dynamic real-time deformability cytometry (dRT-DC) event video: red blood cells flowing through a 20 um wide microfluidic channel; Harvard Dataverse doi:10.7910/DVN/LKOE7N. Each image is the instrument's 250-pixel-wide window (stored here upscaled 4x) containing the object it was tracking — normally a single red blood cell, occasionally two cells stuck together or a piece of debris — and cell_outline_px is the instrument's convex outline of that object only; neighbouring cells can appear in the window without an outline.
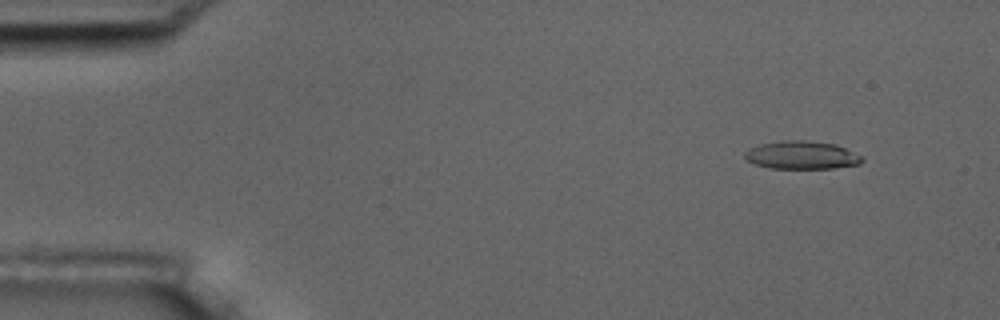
{"species": "common noctule bat (a hibernating species)", "species_latin": "Nyctalus noctula", "temperature_condition": "room temperature", "stored_images_in_passage": 5, "camera_frame_rate_fps": 3000, "um_per_image_px": 0.085, "animal": {"sex": "male", "body_mass_g": 17.5, "forearm_length_mm": 52.3}, "frame": {"image": 1, "passage_image": 2, "time_ms": 0.333, "image_size_px": [1000, 320], "cell_outline_px": [[864, 160], [860, 164], [832, 168], [768, 168], [752, 164], [744, 160], [744, 152], [748, 148], [760, 144], [788, 140], [804, 140], [836, 144], [864, 156]], "centroid_in_image_um": [68.12, 13.19], "position_along_channel_um": 16.9, "area_um2": 19.42}}
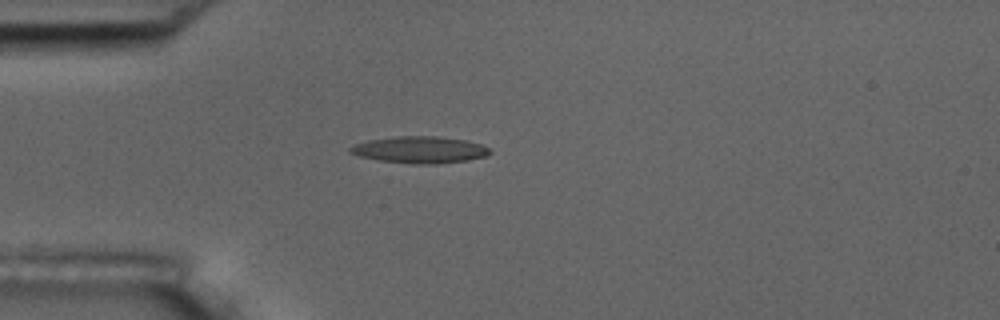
{"frame": {"image": 2, "passage_image": 5, "time_ms": 1.333, "image_size_px": [1000, 320], "cell_outline_px": [[492, 152], [488, 156], [468, 160], [436, 164], [412, 164], [380, 160], [360, 156], [348, 152], [348, 148], [356, 144], [368, 140], [396, 136], [440, 136], [464, 140], [480, 144], [488, 148]], "centroid_in_image_um": [35.7, 12.73], "position_along_channel_um": 49.3, "area_um2": 21.79}}